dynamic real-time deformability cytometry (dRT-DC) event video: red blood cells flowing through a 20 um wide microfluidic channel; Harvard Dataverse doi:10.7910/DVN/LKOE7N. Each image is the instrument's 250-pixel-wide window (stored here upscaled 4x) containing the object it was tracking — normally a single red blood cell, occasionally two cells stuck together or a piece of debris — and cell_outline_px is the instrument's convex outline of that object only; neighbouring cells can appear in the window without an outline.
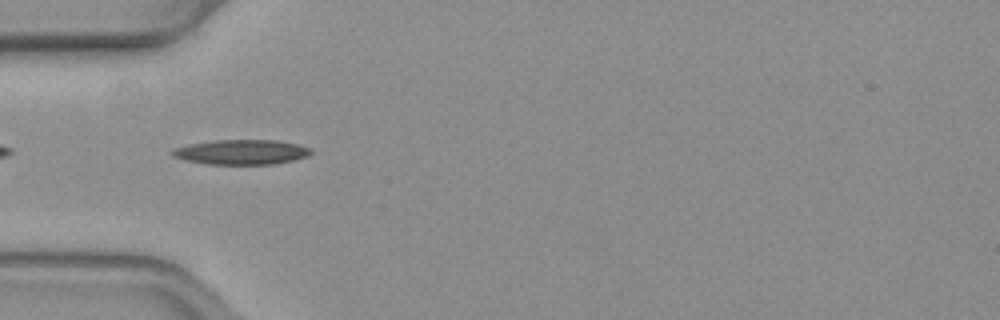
{"species": "common noctule bat (a hibernating species)", "species_latin": "Nyctalus noctula", "temperature_condition": "warm", "stored_images_in_passage": 40, "camera_frame_rate_fps": 3000, "um_per_image_px": 0.085, "animal": {"sex": "female", "body_mass_g": 19.3, "forearm_length_mm": 54.1}, "frame": {"image": 1, "passage_image": 2, "time_ms": 0.333, "image_size_px": [1000, 320], "cell_outline_px": [[312, 152], [308, 156], [276, 164], [208, 164], [184, 160], [172, 156], [168, 152], [172, 148], [188, 144], [216, 140], [276, 140], [300, 144], [312, 148]], "centroid_in_image_um": [20.5, 12.92], "position_along_channel_um": 64.5, "area_um2": 20.35}}
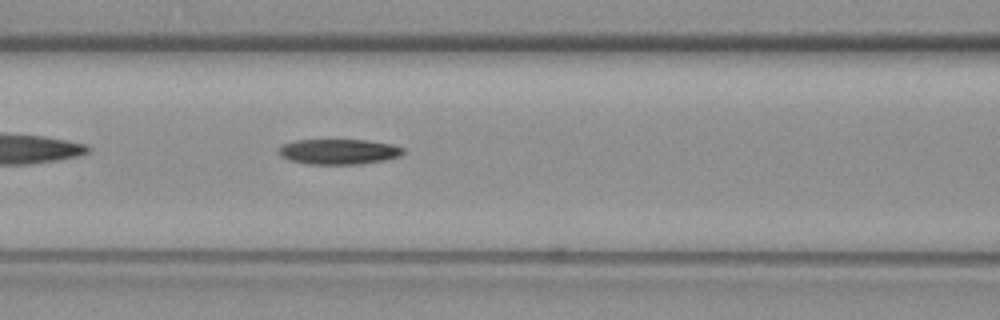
{"frame": {"image": 2, "passage_image": 8, "time_ms": 2.333, "image_size_px": [1000, 320], "cell_outline_px": [[404, 152], [400, 156], [384, 160], [360, 164], [308, 164], [288, 160], [280, 156], [280, 148], [284, 144], [296, 140], [368, 140], [392, 144], [404, 148]], "centroid_in_image_um": [28.82, 12.89], "position_along_channel_um": 137.8, "area_um2": 18.32}}
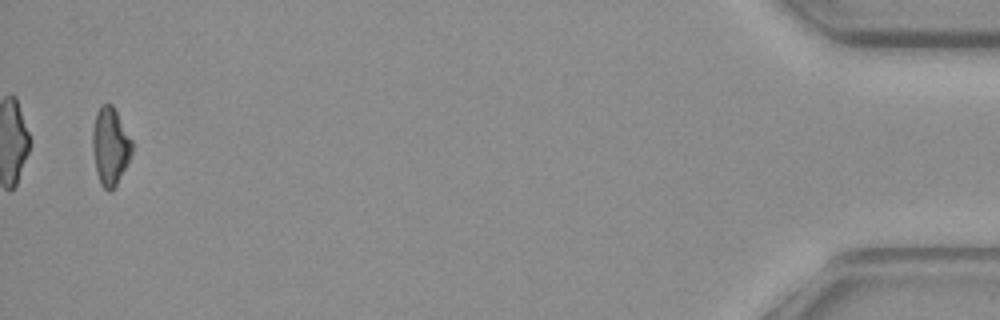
{"frame": {"image": 3, "passage_image": 39, "time_ms": 12.667, "image_size_px": [1000, 320], "cell_outline_px": [[132, 152], [128, 164], [116, 184], [108, 192], [100, 184], [96, 172], [92, 148], [92, 128], [96, 112], [100, 104], [112, 104], [132, 140]], "centroid_in_image_um": [9.35, 12.42], "position_along_channel_um": 425.8, "area_um2": 17.92}, "authors_computed_cell_mechanics": {"area_um2": 18.6983, "velocity_mm_per_s": 3.6845, "shape_relaxation_time_tau1_ms": 10.7626, "shape_relaxation_time_tau2_ms": null, "deformation_change_tau1": 0.2637, "deformation_change_tau2": null}}